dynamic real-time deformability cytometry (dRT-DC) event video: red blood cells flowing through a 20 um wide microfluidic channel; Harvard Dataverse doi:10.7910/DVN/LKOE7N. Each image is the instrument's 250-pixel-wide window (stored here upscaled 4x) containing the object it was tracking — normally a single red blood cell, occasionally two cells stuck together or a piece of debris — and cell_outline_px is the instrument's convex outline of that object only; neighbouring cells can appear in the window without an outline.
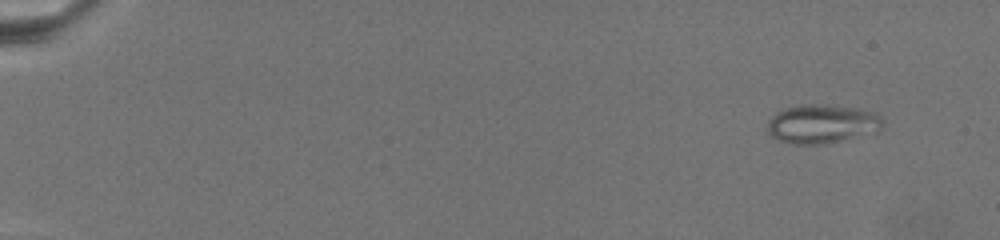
{"species": "common noctule bat (a hibernating species)", "species_latin": "Nyctalus noctula", "temperature_condition": "warm", "stored_images_in_passage": 37, "camera_frame_rate_fps": 3000, "um_per_image_px": 0.085, "animal": {"sex": "female", "body_mass_g": 19.5, "forearm_length_mm": 54.1}, "frame": {"image": 1, "passage_image": 1, "time_ms": 0.0, "image_size_px": [1000, 240], "cell_outline_px": [[884, 120], [880, 132], [824, 144], [792, 144], [776, 140], [768, 132], [768, 120], [776, 112], [800, 104], [828, 104], [860, 108], [876, 112]], "centroid_in_image_um": [69.92, 10.53], "position_along_channel_um": 15.1, "area_um2": 26.65}}
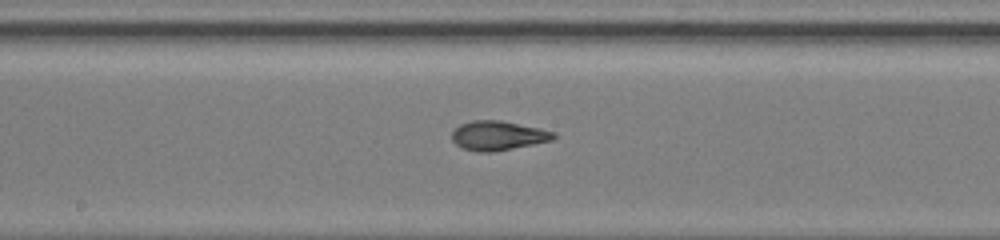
{"frame": {"image": 2, "passage_image": 20, "time_ms": 12.333, "image_size_px": [1000, 240], "cell_outline_px": [[556, 136], [552, 140], [492, 152], [476, 152], [460, 148], [452, 140], [452, 132], [460, 124], [472, 120], [500, 120], [540, 128], [556, 132]], "centroid_in_image_um": [42.3, 11.52], "position_along_channel_um": 205.9, "area_um2": 17.4}}
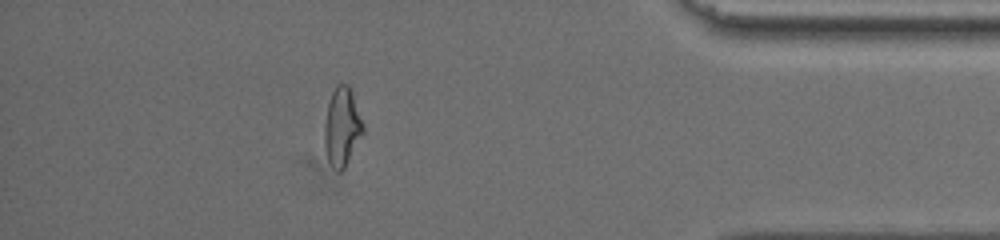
{"frame": {"image": 3, "passage_image": 33, "time_ms": 20.333, "image_size_px": [1000, 240], "cell_outline_px": [[364, 132], [344, 168], [340, 172], [336, 172], [332, 168], [328, 160], [324, 148], [324, 124], [328, 104], [332, 92], [336, 84], [348, 84], [352, 88], [364, 124]], "centroid_in_image_um": [29.08, 10.77], "position_along_channel_um": 406.1, "area_um2": 18.03}}